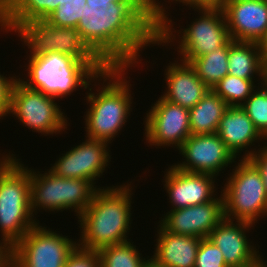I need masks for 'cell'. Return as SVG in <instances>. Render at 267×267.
<instances>
[{"mask_svg":"<svg viewBox=\"0 0 267 267\" xmlns=\"http://www.w3.org/2000/svg\"><path fill=\"white\" fill-rule=\"evenodd\" d=\"M158 20L145 2H110L108 7L86 3L76 28L108 67L132 69L142 61L143 48L156 45Z\"/></svg>","mask_w":267,"mask_h":267,"instance_id":"cell-1","label":"cell"},{"mask_svg":"<svg viewBox=\"0 0 267 267\" xmlns=\"http://www.w3.org/2000/svg\"><path fill=\"white\" fill-rule=\"evenodd\" d=\"M129 183L99 187L94 193L91 203L78 217L81 232L78 247L97 251L101 247L130 240L127 235L132 222L134 188L131 187L132 182Z\"/></svg>","mask_w":267,"mask_h":267,"instance_id":"cell-2","label":"cell"},{"mask_svg":"<svg viewBox=\"0 0 267 267\" xmlns=\"http://www.w3.org/2000/svg\"><path fill=\"white\" fill-rule=\"evenodd\" d=\"M127 70L125 67H109L94 79V84H89L87 88L89 92L85 96L87 104H89L84 118L86 138L111 144V140L115 139L114 137L128 122L127 119L132 110L133 98L131 95L133 94L130 90L132 85L129 84L130 80L125 79L128 78L125 76ZM96 80L99 81L100 87L96 84ZM102 80L103 84L100 82ZM90 85L98 86L95 89L97 92L91 91L93 87Z\"/></svg>","mask_w":267,"mask_h":267,"instance_id":"cell-3","label":"cell"},{"mask_svg":"<svg viewBox=\"0 0 267 267\" xmlns=\"http://www.w3.org/2000/svg\"><path fill=\"white\" fill-rule=\"evenodd\" d=\"M28 58V79L18 78L28 88L58 100L67 98L79 87L87 90L89 84L109 68L102 60H79L61 52H47Z\"/></svg>","mask_w":267,"mask_h":267,"instance_id":"cell-4","label":"cell"},{"mask_svg":"<svg viewBox=\"0 0 267 267\" xmlns=\"http://www.w3.org/2000/svg\"><path fill=\"white\" fill-rule=\"evenodd\" d=\"M15 156L0 163V243L8 251L39 222L31 211L30 168Z\"/></svg>","mask_w":267,"mask_h":267,"instance_id":"cell-5","label":"cell"},{"mask_svg":"<svg viewBox=\"0 0 267 267\" xmlns=\"http://www.w3.org/2000/svg\"><path fill=\"white\" fill-rule=\"evenodd\" d=\"M194 10L199 13V17L187 25V28H180L177 32L172 18L167 17L169 15L166 11L159 18L156 31L157 46L166 44L169 46V43L171 46V42L174 44L177 36V39L180 38V41H177L179 43L177 52L180 60L188 64L202 55L221 48L231 39L223 9L199 8ZM175 33L181 35L176 36Z\"/></svg>","mask_w":267,"mask_h":267,"instance_id":"cell-6","label":"cell"},{"mask_svg":"<svg viewBox=\"0 0 267 267\" xmlns=\"http://www.w3.org/2000/svg\"><path fill=\"white\" fill-rule=\"evenodd\" d=\"M237 163L221 189L225 218L255 225L267 216L266 189L259 169L249 158Z\"/></svg>","mask_w":267,"mask_h":267,"instance_id":"cell-7","label":"cell"},{"mask_svg":"<svg viewBox=\"0 0 267 267\" xmlns=\"http://www.w3.org/2000/svg\"><path fill=\"white\" fill-rule=\"evenodd\" d=\"M47 170L48 172L42 174L30 168L32 215H37V210L41 209L46 212L72 209L78 218L87 209L99 188L88 180L63 178Z\"/></svg>","mask_w":267,"mask_h":267,"instance_id":"cell-8","label":"cell"},{"mask_svg":"<svg viewBox=\"0 0 267 267\" xmlns=\"http://www.w3.org/2000/svg\"><path fill=\"white\" fill-rule=\"evenodd\" d=\"M38 222L9 251V267H63L78 242Z\"/></svg>","mask_w":267,"mask_h":267,"instance_id":"cell-9","label":"cell"},{"mask_svg":"<svg viewBox=\"0 0 267 267\" xmlns=\"http://www.w3.org/2000/svg\"><path fill=\"white\" fill-rule=\"evenodd\" d=\"M57 99L30 89L18 78L12 88L8 115L44 136L61 134L69 125Z\"/></svg>","mask_w":267,"mask_h":267,"instance_id":"cell-10","label":"cell"},{"mask_svg":"<svg viewBox=\"0 0 267 267\" xmlns=\"http://www.w3.org/2000/svg\"><path fill=\"white\" fill-rule=\"evenodd\" d=\"M15 33L30 49V56L61 52L79 60H101L84 42L77 28L51 25L47 20H31Z\"/></svg>","mask_w":267,"mask_h":267,"instance_id":"cell-11","label":"cell"},{"mask_svg":"<svg viewBox=\"0 0 267 267\" xmlns=\"http://www.w3.org/2000/svg\"><path fill=\"white\" fill-rule=\"evenodd\" d=\"M145 117L144 138L151 147L170 146L179 150L191 135L189 109L173 104L163 97L152 104Z\"/></svg>","mask_w":267,"mask_h":267,"instance_id":"cell-12","label":"cell"},{"mask_svg":"<svg viewBox=\"0 0 267 267\" xmlns=\"http://www.w3.org/2000/svg\"><path fill=\"white\" fill-rule=\"evenodd\" d=\"M183 156L174 166L184 172L210 174L217 178L222 170L237 162L217 133L190 135L179 149ZM220 172V173H219Z\"/></svg>","mask_w":267,"mask_h":267,"instance_id":"cell-13","label":"cell"},{"mask_svg":"<svg viewBox=\"0 0 267 267\" xmlns=\"http://www.w3.org/2000/svg\"><path fill=\"white\" fill-rule=\"evenodd\" d=\"M108 143L87 138L80 145L71 147L55 161L49 169L63 178L83 179L92 182L99 180L111 161Z\"/></svg>","mask_w":267,"mask_h":267,"instance_id":"cell-14","label":"cell"},{"mask_svg":"<svg viewBox=\"0 0 267 267\" xmlns=\"http://www.w3.org/2000/svg\"><path fill=\"white\" fill-rule=\"evenodd\" d=\"M224 218L208 235V239L224 256L228 267H267V261L259 250L247 239V233L254 225L245 221ZM237 222V223H236ZM252 244V245H251Z\"/></svg>","mask_w":267,"mask_h":267,"instance_id":"cell-15","label":"cell"},{"mask_svg":"<svg viewBox=\"0 0 267 267\" xmlns=\"http://www.w3.org/2000/svg\"><path fill=\"white\" fill-rule=\"evenodd\" d=\"M162 217L158 224L173 234L207 238L225 218L222 193L210 202L170 210Z\"/></svg>","mask_w":267,"mask_h":267,"instance_id":"cell-16","label":"cell"},{"mask_svg":"<svg viewBox=\"0 0 267 267\" xmlns=\"http://www.w3.org/2000/svg\"><path fill=\"white\" fill-rule=\"evenodd\" d=\"M166 170L163 188L168 193V200L172 205L170 210L210 202L217 196L215 176L184 172L174 165Z\"/></svg>","mask_w":267,"mask_h":267,"instance_id":"cell-17","label":"cell"},{"mask_svg":"<svg viewBox=\"0 0 267 267\" xmlns=\"http://www.w3.org/2000/svg\"><path fill=\"white\" fill-rule=\"evenodd\" d=\"M229 35L240 42L261 43L267 35V0L225 2Z\"/></svg>","mask_w":267,"mask_h":267,"instance_id":"cell-18","label":"cell"},{"mask_svg":"<svg viewBox=\"0 0 267 267\" xmlns=\"http://www.w3.org/2000/svg\"><path fill=\"white\" fill-rule=\"evenodd\" d=\"M216 133L238 160L237 156L245 149L247 150L241 158H250L256 152V148L250 147L265 140L241 106L227 108Z\"/></svg>","mask_w":267,"mask_h":267,"instance_id":"cell-19","label":"cell"},{"mask_svg":"<svg viewBox=\"0 0 267 267\" xmlns=\"http://www.w3.org/2000/svg\"><path fill=\"white\" fill-rule=\"evenodd\" d=\"M170 62L165 68L166 91L161 95L165 100L185 108H193L210 90L197 76L188 63ZM167 81V82H166Z\"/></svg>","mask_w":267,"mask_h":267,"instance_id":"cell-20","label":"cell"},{"mask_svg":"<svg viewBox=\"0 0 267 267\" xmlns=\"http://www.w3.org/2000/svg\"><path fill=\"white\" fill-rule=\"evenodd\" d=\"M154 255L150 263L155 267H194L202 238L173 234L160 224L157 226Z\"/></svg>","mask_w":267,"mask_h":267,"instance_id":"cell-21","label":"cell"},{"mask_svg":"<svg viewBox=\"0 0 267 267\" xmlns=\"http://www.w3.org/2000/svg\"><path fill=\"white\" fill-rule=\"evenodd\" d=\"M66 0H0V29L16 31L31 20H45Z\"/></svg>","mask_w":267,"mask_h":267,"instance_id":"cell-22","label":"cell"},{"mask_svg":"<svg viewBox=\"0 0 267 267\" xmlns=\"http://www.w3.org/2000/svg\"><path fill=\"white\" fill-rule=\"evenodd\" d=\"M228 74L245 80H258L264 84L267 81V62L263 57L261 46L254 42L229 40ZM262 80V81H261Z\"/></svg>","mask_w":267,"mask_h":267,"instance_id":"cell-23","label":"cell"},{"mask_svg":"<svg viewBox=\"0 0 267 267\" xmlns=\"http://www.w3.org/2000/svg\"><path fill=\"white\" fill-rule=\"evenodd\" d=\"M229 106L211 89L189 109V125L192 135L216 133L220 120Z\"/></svg>","mask_w":267,"mask_h":267,"instance_id":"cell-24","label":"cell"},{"mask_svg":"<svg viewBox=\"0 0 267 267\" xmlns=\"http://www.w3.org/2000/svg\"><path fill=\"white\" fill-rule=\"evenodd\" d=\"M229 41L214 52L194 59L190 65L195 69L198 78L212 89L228 74Z\"/></svg>","mask_w":267,"mask_h":267,"instance_id":"cell-25","label":"cell"},{"mask_svg":"<svg viewBox=\"0 0 267 267\" xmlns=\"http://www.w3.org/2000/svg\"><path fill=\"white\" fill-rule=\"evenodd\" d=\"M133 243L129 240L101 247L97 250L100 267H147L150 259L144 258Z\"/></svg>","mask_w":267,"mask_h":267,"instance_id":"cell-26","label":"cell"},{"mask_svg":"<svg viewBox=\"0 0 267 267\" xmlns=\"http://www.w3.org/2000/svg\"><path fill=\"white\" fill-rule=\"evenodd\" d=\"M254 82L227 74L211 90L228 106H241L256 90Z\"/></svg>","mask_w":267,"mask_h":267,"instance_id":"cell-27","label":"cell"},{"mask_svg":"<svg viewBox=\"0 0 267 267\" xmlns=\"http://www.w3.org/2000/svg\"><path fill=\"white\" fill-rule=\"evenodd\" d=\"M258 88V89H257ZM256 90L241 105L255 128L267 140V81L260 84Z\"/></svg>","mask_w":267,"mask_h":267,"instance_id":"cell-28","label":"cell"},{"mask_svg":"<svg viewBox=\"0 0 267 267\" xmlns=\"http://www.w3.org/2000/svg\"><path fill=\"white\" fill-rule=\"evenodd\" d=\"M86 4V0H66L45 19L51 25L59 27L76 28L81 14Z\"/></svg>","mask_w":267,"mask_h":267,"instance_id":"cell-29","label":"cell"},{"mask_svg":"<svg viewBox=\"0 0 267 267\" xmlns=\"http://www.w3.org/2000/svg\"><path fill=\"white\" fill-rule=\"evenodd\" d=\"M194 267H228L219 247L208 238H202L197 251Z\"/></svg>","mask_w":267,"mask_h":267,"instance_id":"cell-30","label":"cell"},{"mask_svg":"<svg viewBox=\"0 0 267 267\" xmlns=\"http://www.w3.org/2000/svg\"><path fill=\"white\" fill-rule=\"evenodd\" d=\"M63 267H100L98 253L96 250H86L77 246Z\"/></svg>","mask_w":267,"mask_h":267,"instance_id":"cell-31","label":"cell"},{"mask_svg":"<svg viewBox=\"0 0 267 267\" xmlns=\"http://www.w3.org/2000/svg\"><path fill=\"white\" fill-rule=\"evenodd\" d=\"M18 76L6 77L0 73V119L8 116L11 92Z\"/></svg>","mask_w":267,"mask_h":267,"instance_id":"cell-32","label":"cell"},{"mask_svg":"<svg viewBox=\"0 0 267 267\" xmlns=\"http://www.w3.org/2000/svg\"><path fill=\"white\" fill-rule=\"evenodd\" d=\"M262 144H266L263 145ZM260 148L249 158L259 169L267 193V142L262 143Z\"/></svg>","mask_w":267,"mask_h":267,"instance_id":"cell-33","label":"cell"},{"mask_svg":"<svg viewBox=\"0 0 267 267\" xmlns=\"http://www.w3.org/2000/svg\"><path fill=\"white\" fill-rule=\"evenodd\" d=\"M226 0H179V4L188 5L192 9H223Z\"/></svg>","mask_w":267,"mask_h":267,"instance_id":"cell-34","label":"cell"},{"mask_svg":"<svg viewBox=\"0 0 267 267\" xmlns=\"http://www.w3.org/2000/svg\"><path fill=\"white\" fill-rule=\"evenodd\" d=\"M147 7L158 17L160 18L165 12H166V9H169L166 7H164V2L161 4V1L159 0H144ZM159 1V2H158ZM165 1V0H164ZM171 2H174V3H177L179 0H169L167 1L168 4Z\"/></svg>","mask_w":267,"mask_h":267,"instance_id":"cell-35","label":"cell"},{"mask_svg":"<svg viewBox=\"0 0 267 267\" xmlns=\"http://www.w3.org/2000/svg\"><path fill=\"white\" fill-rule=\"evenodd\" d=\"M110 2H145L144 0H86L88 6L108 7Z\"/></svg>","mask_w":267,"mask_h":267,"instance_id":"cell-36","label":"cell"},{"mask_svg":"<svg viewBox=\"0 0 267 267\" xmlns=\"http://www.w3.org/2000/svg\"><path fill=\"white\" fill-rule=\"evenodd\" d=\"M0 267H9V251L0 243Z\"/></svg>","mask_w":267,"mask_h":267,"instance_id":"cell-37","label":"cell"},{"mask_svg":"<svg viewBox=\"0 0 267 267\" xmlns=\"http://www.w3.org/2000/svg\"><path fill=\"white\" fill-rule=\"evenodd\" d=\"M260 46H261V50L263 53V57H264L265 61L267 62V35L264 38V40L260 43Z\"/></svg>","mask_w":267,"mask_h":267,"instance_id":"cell-38","label":"cell"},{"mask_svg":"<svg viewBox=\"0 0 267 267\" xmlns=\"http://www.w3.org/2000/svg\"><path fill=\"white\" fill-rule=\"evenodd\" d=\"M1 154V153H0ZM4 154V155H3ZM7 155H15V154H10V152L9 153H7L6 155H5V153H2L0 156H2V157H0V163L2 162V160L7 156Z\"/></svg>","mask_w":267,"mask_h":267,"instance_id":"cell-39","label":"cell"},{"mask_svg":"<svg viewBox=\"0 0 267 267\" xmlns=\"http://www.w3.org/2000/svg\"><path fill=\"white\" fill-rule=\"evenodd\" d=\"M239 1H246V0H226L225 2H239Z\"/></svg>","mask_w":267,"mask_h":267,"instance_id":"cell-40","label":"cell"},{"mask_svg":"<svg viewBox=\"0 0 267 267\" xmlns=\"http://www.w3.org/2000/svg\"><path fill=\"white\" fill-rule=\"evenodd\" d=\"M147 267H155V266H153L151 263H149V264L147 265Z\"/></svg>","mask_w":267,"mask_h":267,"instance_id":"cell-41","label":"cell"}]
</instances>
